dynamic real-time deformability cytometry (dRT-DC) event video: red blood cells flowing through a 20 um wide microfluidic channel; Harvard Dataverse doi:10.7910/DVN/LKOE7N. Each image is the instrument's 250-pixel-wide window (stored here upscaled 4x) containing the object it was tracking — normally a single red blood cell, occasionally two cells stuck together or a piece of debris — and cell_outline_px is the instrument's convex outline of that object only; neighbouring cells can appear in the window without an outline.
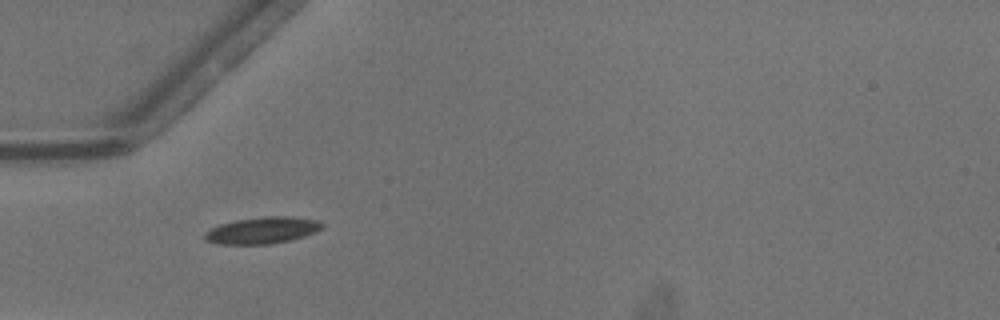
{"species": "common noctule bat (a hibernating species)", "species_latin": "Nyctalus noctula", "temperature_condition": "warm", "stored_images_in_passage": 35, "camera_frame_rate_fps": 3000, "um_per_image_px": 0.085, "animal": {"sex": "male", "body_mass_g": 13.3}, "frame": {"image": 1, "passage_image": 1, "time_ms": 0.0, "image_size_px": [1000, 320], "cell_outline_px": [[324, 224], [316, 232], [292, 240], [268, 244], [220, 244], [204, 240], [204, 232], [220, 224], [236, 220], [264, 216], [288, 216], [316, 220]], "centroid_in_image_um": [22.28, 19.58], "position_along_channel_um": 62.7, "area_um2": 18.15}}
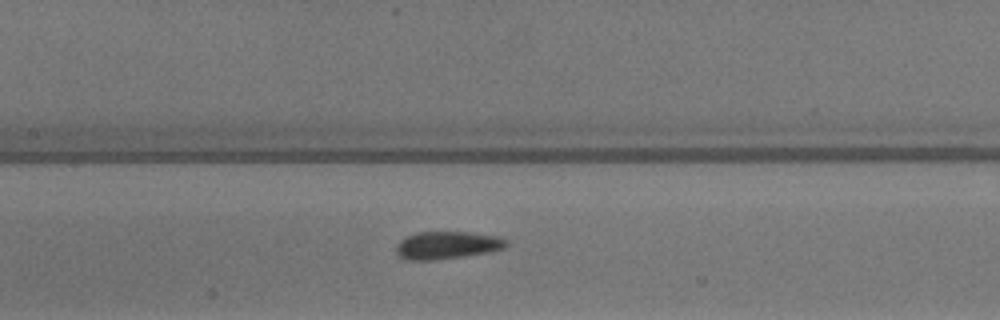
{"frame": {"image": 2, "passage_image": 9, "time_ms": 2.667, "image_size_px": [1000, 320], "cell_outline_px": [[508, 244], [504, 248], [492, 252], [464, 256], [432, 260], [408, 260], [400, 256], [396, 252], [396, 244], [400, 240], [416, 232], [468, 232], [500, 236], [508, 240]], "centroid_in_image_um": [38.04, 20.84], "position_along_channel_um": 169.4, "area_um2": 17.86}}
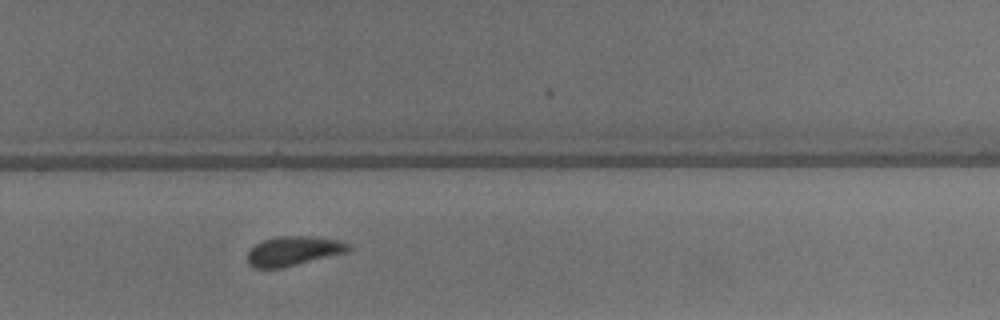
{"frame": {"image": 3, "passage_image": 19, "time_ms": 6.0, "image_size_px": [1000, 320], "cell_outline_px": [[352, 248], [348, 252], [280, 268], [256, 268], [248, 264], [248, 252], [256, 244], [264, 240], [276, 236], [312, 236], [340, 240], [348, 244]], "centroid_in_image_um": [24.96, 21.32], "position_along_channel_um": 304.8, "area_um2": 17.22}, "authors_computed_cell_mechanics": {"area_um2": 17.2244, "velocity_mm_per_s": 4.0807, "shape_relaxation_time_tau1_ms": 2.8825, "shape_relaxation_time_tau2_ms": 2.36, "deformation_change_tau1": 0.0845, "deformation_change_tau2": 0.0718}}